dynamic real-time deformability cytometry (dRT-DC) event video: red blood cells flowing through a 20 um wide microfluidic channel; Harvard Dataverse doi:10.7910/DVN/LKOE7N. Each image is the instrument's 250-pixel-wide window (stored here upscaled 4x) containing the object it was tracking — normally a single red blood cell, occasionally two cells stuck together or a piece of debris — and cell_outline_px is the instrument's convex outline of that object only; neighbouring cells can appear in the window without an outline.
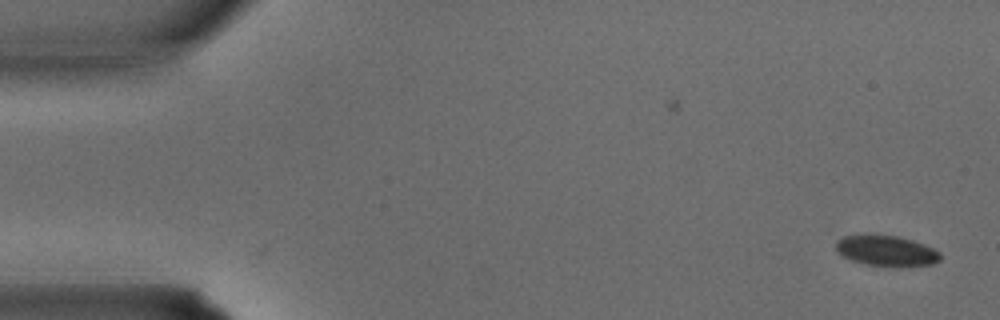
{"species": "common noctule bat (a hibernating species)", "species_latin": "Nyctalus noctula", "temperature_condition": "warm", "stored_images_in_passage": 3, "camera_frame_rate_fps": 3000, "um_per_image_px": 0.085, "animal": {"sex": "male", "body_mass_g": 15.6}, "frame": {"image": 1, "passage_image": 3, "time_ms": 0.667, "image_size_px": [1000, 320], "cell_outline_px": [[940, 260], [932, 264], [868, 264], [852, 260], [844, 256], [836, 248], [836, 240], [844, 236], [872, 232], [896, 236], [912, 240], [924, 244], [940, 252]], "centroid_in_image_um": [75.29, 21.23], "position_along_channel_um": 9.7, "area_um2": 18.15}}